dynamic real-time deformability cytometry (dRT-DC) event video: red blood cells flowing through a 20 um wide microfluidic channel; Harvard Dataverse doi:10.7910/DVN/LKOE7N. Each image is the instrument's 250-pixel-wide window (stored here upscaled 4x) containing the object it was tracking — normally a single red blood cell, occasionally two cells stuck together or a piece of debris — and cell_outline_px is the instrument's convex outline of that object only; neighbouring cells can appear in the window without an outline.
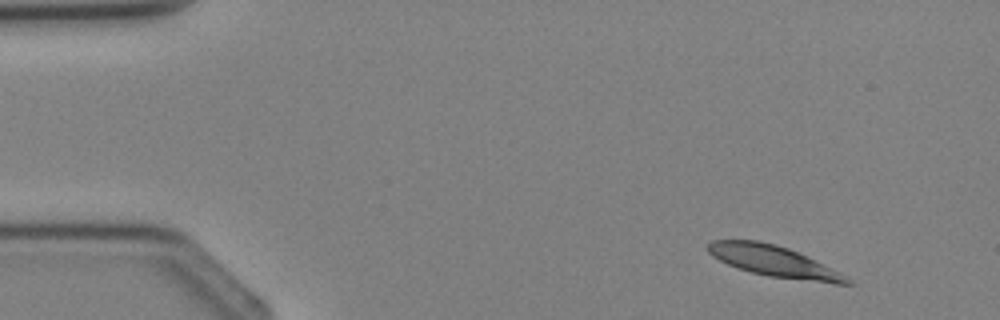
{"species": "Egyptian fruit bat (a non-hibernating species)", "species_latin": "Rousettus aegyptiacus", "temperature_condition": "cold", "stored_images_in_passage": 2, "camera_frame_rate_fps": 3000, "um_per_image_px": 0.085, "animal": {"sex": "female"}, "frame": {"image": 1, "passage_image": 1, "time_ms": 0.0, "image_size_px": [1000, 320], "cell_outline_px": [[856, 284], [836, 284], [768, 276], [752, 272], [728, 264], [712, 256], [708, 252], [708, 244], [712, 240], [760, 240], [776, 244], [788, 248], [840, 272], [848, 276]], "centroid_in_image_um": [65.81, 22.21], "position_along_channel_um": 19.2, "area_um2": 24.91}}